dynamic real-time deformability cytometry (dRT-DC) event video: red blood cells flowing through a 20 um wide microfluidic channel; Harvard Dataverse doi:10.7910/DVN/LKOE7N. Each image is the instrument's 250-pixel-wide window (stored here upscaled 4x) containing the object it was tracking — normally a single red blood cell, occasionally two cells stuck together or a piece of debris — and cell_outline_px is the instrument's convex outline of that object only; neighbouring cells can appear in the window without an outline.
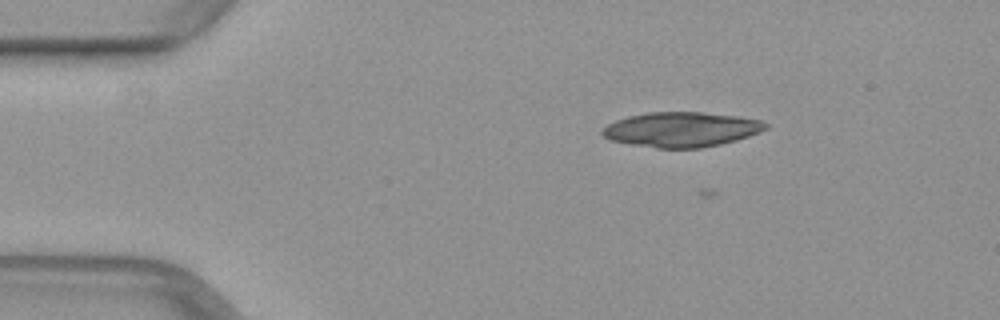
{"species": "common noctule bat (a hibernating species)", "species_latin": "Nyctalus noctula", "temperature_condition": "warm", "stored_images_in_passage": 10, "camera_frame_rate_fps": 3000, "um_per_image_px": 0.085, "animal": {"sex": "female", "body_mass_g": 29.2, "forearm_length_mm": 56.3}, "frame": {"image": 1, "passage_image": 2, "time_ms": 0.333, "image_size_px": [1000, 320], "cell_outline_px": [[768, 128], [760, 132], [736, 140], [720, 144], [700, 148], [656, 148], [632, 144], [612, 140], [604, 136], [600, 132], [608, 124], [616, 120], [628, 116], [648, 112], [704, 112], [740, 116], [760, 120], [768, 124]], "centroid_in_image_um": [57.94, 11.0], "position_along_channel_um": 27.1, "area_um2": 33.12}}